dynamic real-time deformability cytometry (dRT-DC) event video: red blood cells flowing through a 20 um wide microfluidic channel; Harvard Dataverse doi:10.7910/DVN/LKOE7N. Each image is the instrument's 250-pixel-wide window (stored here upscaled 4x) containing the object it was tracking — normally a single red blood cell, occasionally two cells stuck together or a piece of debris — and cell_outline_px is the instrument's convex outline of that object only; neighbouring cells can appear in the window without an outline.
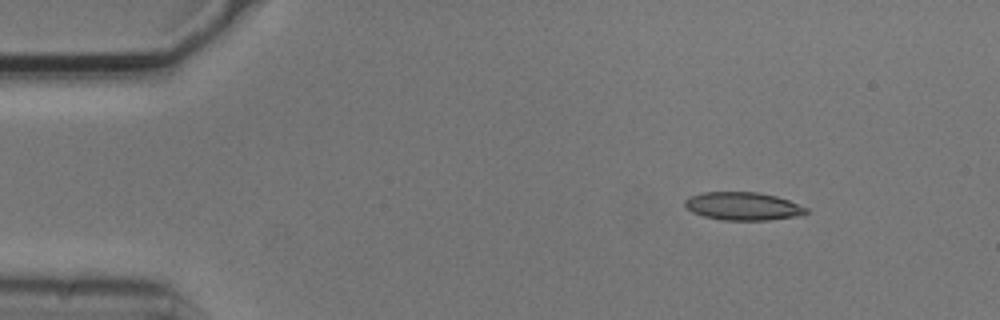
{"species": "common noctule bat (a hibernating species)", "species_latin": "Nyctalus noctula", "temperature_condition": "cold", "stored_images_in_passage": 5, "camera_frame_rate_fps": 3000, "um_per_image_px": 0.085, "animal": {"sex": "male", "body_mass_g": 20.5, "forearm_length_mm": 52.5}, "frame": {"image": 1, "passage_image": 1, "time_ms": 0.0, "image_size_px": [1000, 320], "cell_outline_px": [[808, 212], [804, 216], [768, 220], [720, 220], [704, 216], [692, 212], [684, 204], [684, 200], [692, 196], [704, 192], [756, 192], [776, 196], [788, 200], [808, 208]], "centroid_in_image_um": [63.2, 17.54], "position_along_channel_um": 21.8, "area_um2": 19.88}}
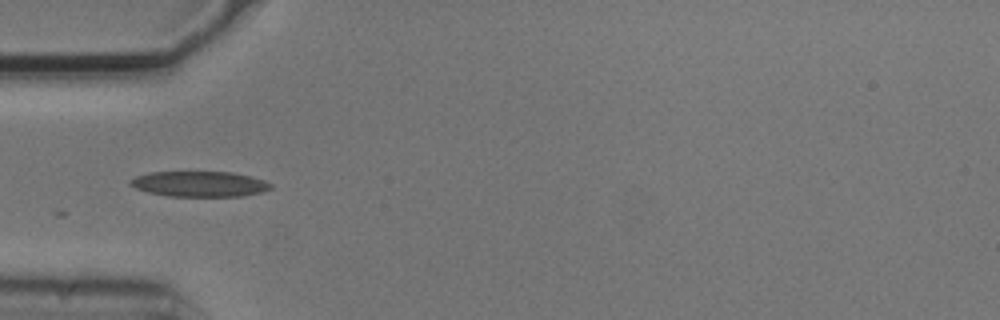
{"frame": {"image": 2, "passage_image": 4, "time_ms": 1.0, "image_size_px": [1000, 320], "cell_outline_px": [[272, 188], [260, 192], [240, 196], [168, 196], [148, 192], [136, 188], [128, 184], [128, 180], [136, 176], [148, 172], [232, 172], [252, 176], [264, 180], [272, 184]], "centroid_in_image_um": [16.94, 15.63], "position_along_channel_um": 68.1, "area_um2": 20.87}}
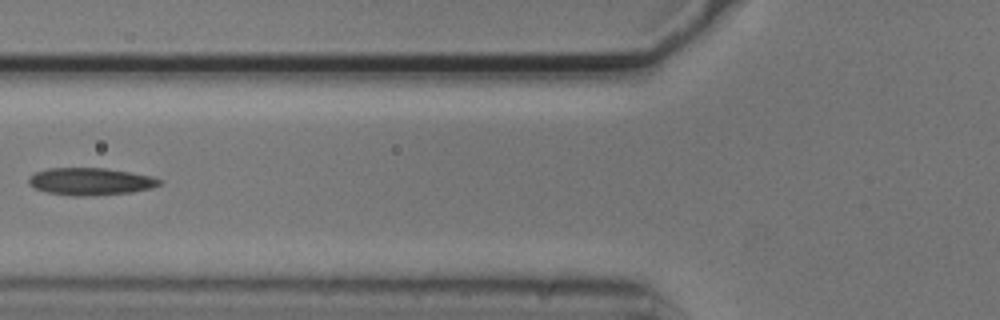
{"frame": {"image": 3, "passage_image": 5, "time_ms": 1.333, "image_size_px": [1000, 320], "cell_outline_px": [[164, 180], [160, 184], [152, 188], [132, 192], [76, 196], [72, 196], [48, 192], [36, 188], [28, 184], [28, 180], [36, 172], [48, 168], [104, 168], [132, 172], [152, 176]], "centroid_in_image_um": [7.74, 15.41], "position_along_channel_um": 118.1, "area_um2": 20.63}}